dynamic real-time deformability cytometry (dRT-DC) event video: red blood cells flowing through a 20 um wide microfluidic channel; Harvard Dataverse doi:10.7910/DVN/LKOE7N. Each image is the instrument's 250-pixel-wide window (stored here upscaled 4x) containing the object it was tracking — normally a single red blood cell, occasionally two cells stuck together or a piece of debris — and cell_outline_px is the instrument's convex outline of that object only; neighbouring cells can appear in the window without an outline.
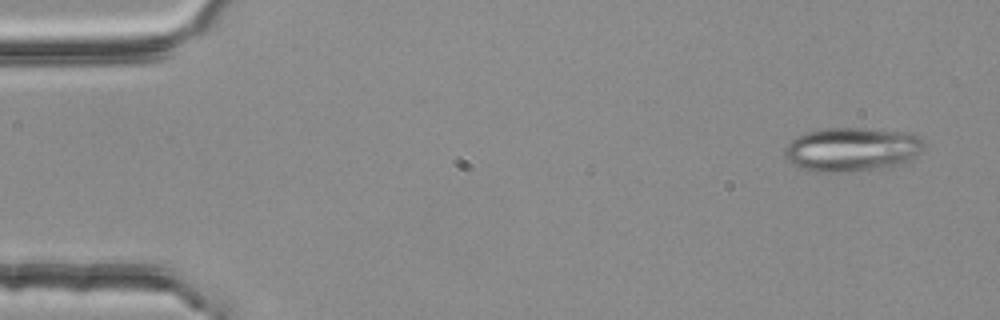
{"species": "common noctule bat (a hibernating species)", "species_latin": "Nyctalus noctula", "temperature_condition": "room temperature", "stored_images_in_passage": 4, "camera_frame_rate_fps": 3000, "um_per_image_px": 0.085, "animal": {"sex": "female", "body_mass_g": 25.1}, "frame": {"image": 1, "passage_image": 1, "time_ms": 0.0, "image_size_px": [1000, 320], "cell_outline_px": [[924, 148], [916, 156], [908, 160], [888, 168], [840, 172], [820, 172], [796, 168], [788, 160], [784, 152], [784, 148], [788, 140], [796, 136], [808, 132], [828, 128], [856, 128], [904, 132], [916, 136], [924, 144]], "centroid_in_image_um": [72.34, 12.71], "position_along_channel_um": 12.7, "area_um2": 35.66}}